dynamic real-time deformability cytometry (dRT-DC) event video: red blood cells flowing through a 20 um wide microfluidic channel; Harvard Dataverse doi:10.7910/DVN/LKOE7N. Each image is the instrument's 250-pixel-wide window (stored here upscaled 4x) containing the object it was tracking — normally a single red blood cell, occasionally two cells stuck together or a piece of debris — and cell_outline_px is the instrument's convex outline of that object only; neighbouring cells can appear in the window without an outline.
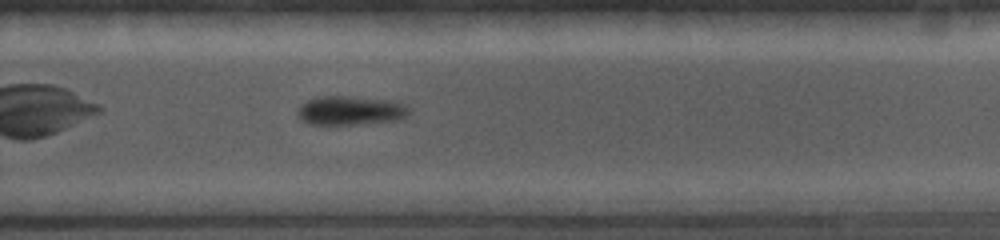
{"species": "common noctule bat (a hibernating species)", "species_latin": "Nyctalus noctula", "temperature_condition": "cold", "stored_images_in_passage": 28, "camera_frame_rate_fps": 5000, "um_per_image_px": 0.085, "animal": {"sex": "female", "body_mass_g": 19.0, "forearm_length_mm": 56.7}, "frame": {"image": 1, "passage_image": 16, "time_ms": 5.6, "image_size_px": [1000, 240], "cell_outline_px": [[408, 116], [404, 120], [356, 124], [308, 124], [300, 120], [296, 112], [300, 104], [308, 100], [320, 96], [352, 96], [388, 100], [404, 104], [408, 108]], "centroid_in_image_um": [29.77, 9.4], "position_along_channel_um": 300.0, "area_um2": 19.07}}
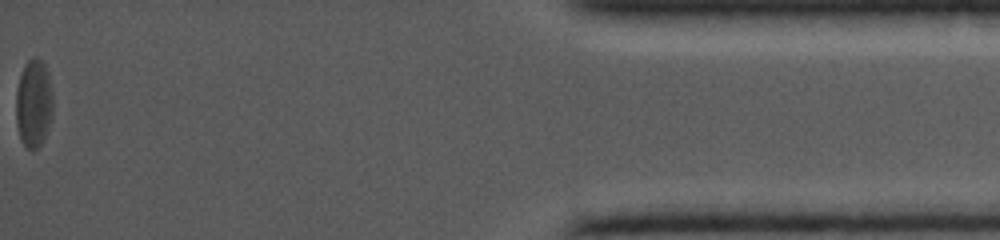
{"frame": {"image": 2, "passage_image": 28, "time_ms": 10.2, "image_size_px": [1000, 240], "cell_outline_px": [[52, 116], [48, 128], [40, 144], [32, 152], [24, 144], [20, 136], [16, 124], [16, 92], [20, 76], [24, 64], [28, 60], [36, 56], [44, 64], [48, 72], [52, 92]], "centroid_in_image_um": [2.86, 8.77], "position_along_channel_um": 432.3, "area_um2": 18.9}}